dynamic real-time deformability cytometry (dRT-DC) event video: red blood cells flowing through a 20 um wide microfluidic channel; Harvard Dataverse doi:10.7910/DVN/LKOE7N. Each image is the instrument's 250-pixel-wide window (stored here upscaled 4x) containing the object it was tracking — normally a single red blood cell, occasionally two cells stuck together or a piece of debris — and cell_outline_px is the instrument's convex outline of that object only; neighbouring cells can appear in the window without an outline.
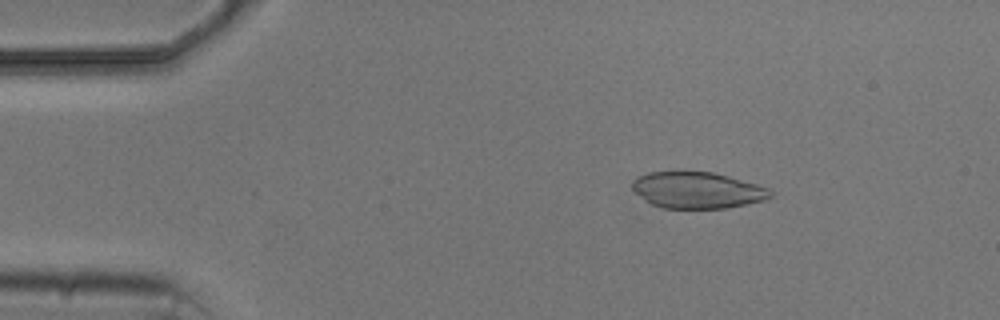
{"species": "common noctule bat (a hibernating species)", "species_latin": "Nyctalus noctula", "temperature_condition": "cold", "stored_images_in_passage": 4, "camera_frame_rate_fps": 3000, "um_per_image_px": 0.085, "animal": {"sex": "male", "body_mass_g": 20.5, "forearm_length_mm": 52.5}, "frame": {"image": 1, "passage_image": 3, "time_ms": 2.333, "image_size_px": [1000, 320], "cell_outline_px": [[772, 196], [768, 200], [724, 208], [664, 208], [652, 204], [636, 192], [632, 188], [632, 180], [648, 172], [712, 172], [756, 184], [768, 188], [772, 192]], "centroid_in_image_um": [59.3, 16.17], "position_along_channel_um": 25.7, "area_um2": 28.9}}